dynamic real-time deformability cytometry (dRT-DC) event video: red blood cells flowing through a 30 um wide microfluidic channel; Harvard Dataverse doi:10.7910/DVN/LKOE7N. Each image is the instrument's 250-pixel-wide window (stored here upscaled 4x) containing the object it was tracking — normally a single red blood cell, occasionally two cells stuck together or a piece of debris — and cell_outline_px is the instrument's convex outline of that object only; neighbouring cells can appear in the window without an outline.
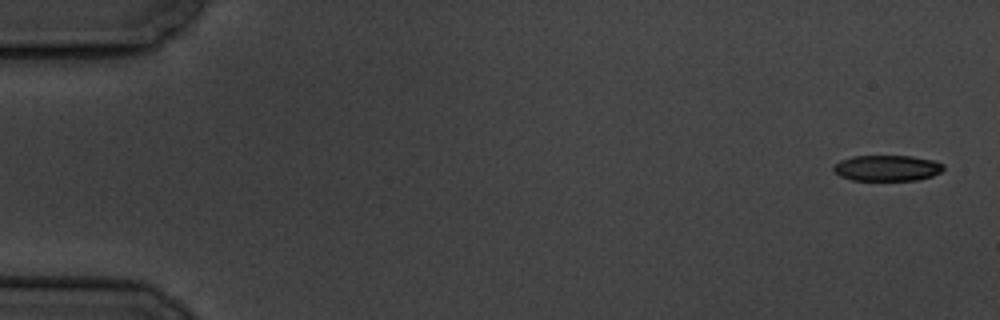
{"species": "common noctule bat (a hibernating species)", "species_latin": "Nyctalus noctula", "temperature_condition": "cold", "stored_images_in_passage": 8, "camera_frame_rate_fps": 3000, "um_per_image_px": 0.085, "animal": {"sex": "male", "body_mass_g": 19.5, "forearm_length_mm": 54.6}, "frame": {"image": 1, "passage_image": 1, "time_ms": 0.0, "image_size_px": [1000, 320], "cell_outline_px": [[944, 168], [940, 172], [932, 176], [916, 180], [852, 180], [840, 176], [832, 168], [840, 160], [852, 156], [912, 156], [932, 160], [944, 164]], "centroid_in_image_um": [75.4, 14.28], "position_along_channel_um": 9.6, "area_um2": 16.47}}
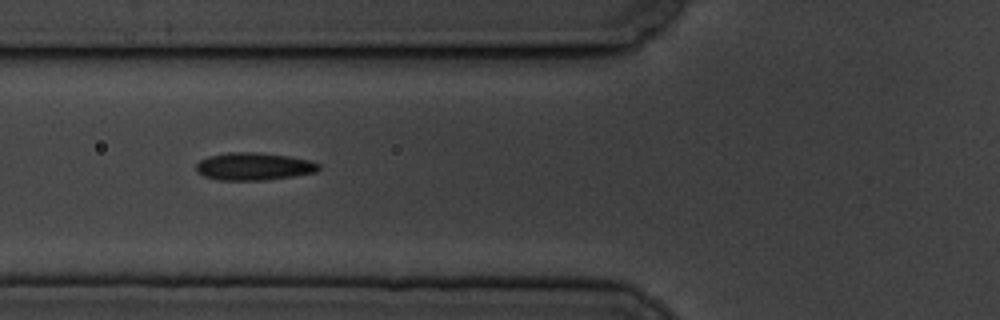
{"frame": {"image": 2, "passage_image": 7, "time_ms": 6.667, "image_size_px": [1000, 320], "cell_outline_px": [[320, 168], [316, 172], [292, 176], [264, 180], [220, 180], [204, 176], [196, 172], [196, 164], [200, 160], [208, 156], [228, 152], [256, 152], [288, 156], [312, 160], [320, 164]], "centroid_in_image_um": [21.57, 14.14], "position_along_channel_um": 104.2, "area_um2": 19.77}}
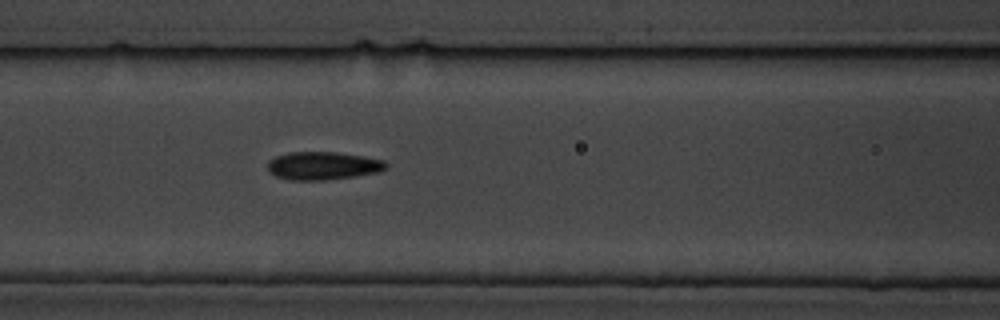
{"frame": {"image": 3, "passage_image": 8, "time_ms": 7.667, "image_size_px": [1000, 320], "cell_outline_px": [[388, 168], [380, 172], [356, 176], [324, 180], [288, 180], [276, 176], [268, 172], [268, 160], [276, 156], [288, 152], [336, 152], [384, 160], [388, 164]], "centroid_in_image_um": [27.44, 14.09], "position_along_channel_um": 139.2, "area_um2": 19.48}}